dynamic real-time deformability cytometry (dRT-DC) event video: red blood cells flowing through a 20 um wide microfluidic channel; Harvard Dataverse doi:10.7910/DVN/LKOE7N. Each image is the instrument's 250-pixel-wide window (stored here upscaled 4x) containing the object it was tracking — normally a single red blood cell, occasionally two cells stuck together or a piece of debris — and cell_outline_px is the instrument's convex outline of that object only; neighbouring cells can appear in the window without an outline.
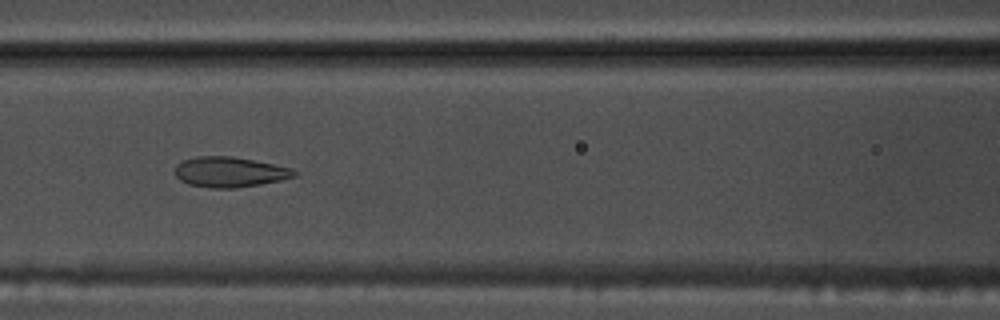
{"species": "common noctule bat (a hibernating species)", "species_latin": "Nyctalus noctula", "temperature_condition": "warm", "stored_images_in_passage": 48, "camera_frame_rate_fps": 3000, "um_per_image_px": 0.085, "animal": {"sex": "male", "body_mass_g": 17.5, "forearm_length_mm": 52.3}, "frame": {"image": 1, "passage_image": 24, "time_ms": 7.667, "image_size_px": [1000, 320], "cell_outline_px": [[300, 172], [296, 176], [280, 180], [260, 184], [236, 188], [212, 188], [188, 184], [180, 180], [176, 176], [176, 164], [184, 160], [196, 156], [232, 156], [292, 168]], "centroid_in_image_um": [19.53, 14.62], "position_along_channel_um": 147.1, "area_um2": 20.98}}
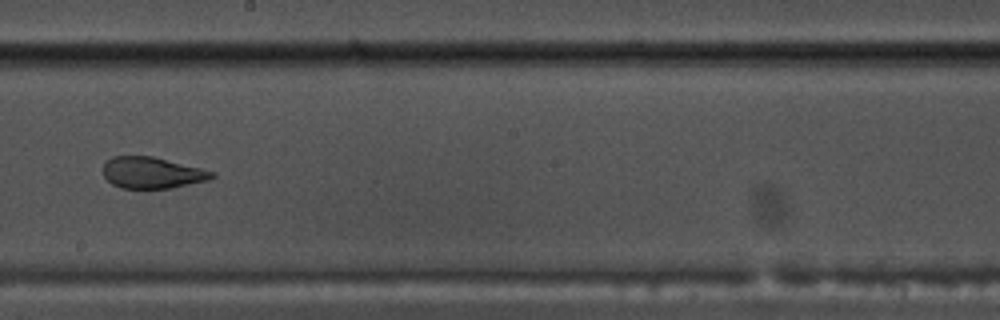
{"frame": {"image": 2, "passage_image": 31, "time_ms": 10.0, "image_size_px": [1000, 320], "cell_outline_px": [[216, 176], [208, 180], [172, 188], [120, 188], [112, 184], [104, 176], [104, 164], [112, 156], [152, 156], [216, 172]], "centroid_in_image_um": [12.94, 14.69], "position_along_channel_um": 235.3, "area_um2": 19.77}}
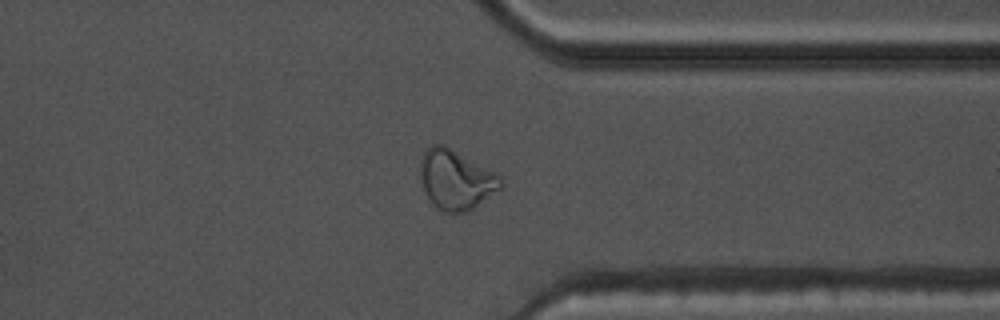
{"frame": {"image": 3, "passage_image": 42, "time_ms": 13.667, "image_size_px": [1000, 320], "cell_outline_px": [[504, 184], [500, 188], [468, 212], [456, 216], [444, 212], [428, 196], [424, 188], [420, 176], [420, 160], [424, 152], [432, 144], [444, 144], [496, 172], [504, 180]], "centroid_in_image_um": [38.78, 15.27], "position_along_channel_um": 372.6, "area_um2": 28.03}}